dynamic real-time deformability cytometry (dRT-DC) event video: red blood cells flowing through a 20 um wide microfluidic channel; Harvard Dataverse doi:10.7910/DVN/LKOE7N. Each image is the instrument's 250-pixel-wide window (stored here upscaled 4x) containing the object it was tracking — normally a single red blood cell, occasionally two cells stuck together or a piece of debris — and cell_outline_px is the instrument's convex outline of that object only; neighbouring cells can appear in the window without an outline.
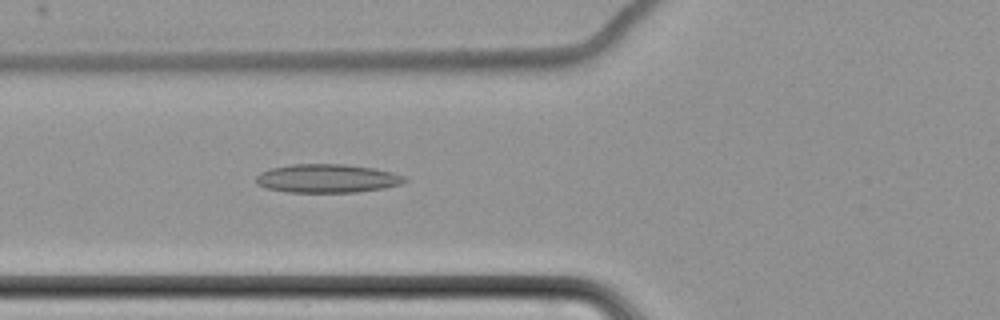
{"species": "common noctule bat (a hibernating species)", "species_latin": "Nyctalus noctula", "temperature_condition": "cold", "stored_images_in_passage": 2, "camera_frame_rate_fps": 3000, "um_per_image_px": 0.085, "animal": {"sex": "female", "body_mass_g": 22.7, "forearm_length_mm": 54.2}, "frame": {"image": 1, "passage_image": 2, "time_ms": 1.0, "image_size_px": [1000, 320], "cell_outline_px": [[408, 180], [404, 184], [384, 188], [356, 192], [288, 192], [268, 188], [256, 184], [256, 176], [260, 172], [272, 168], [292, 164], [344, 164], [376, 168], [392, 172], [404, 176]], "centroid_in_image_um": [27.85, 15.16], "position_along_channel_um": 98.0, "area_um2": 24.85}}